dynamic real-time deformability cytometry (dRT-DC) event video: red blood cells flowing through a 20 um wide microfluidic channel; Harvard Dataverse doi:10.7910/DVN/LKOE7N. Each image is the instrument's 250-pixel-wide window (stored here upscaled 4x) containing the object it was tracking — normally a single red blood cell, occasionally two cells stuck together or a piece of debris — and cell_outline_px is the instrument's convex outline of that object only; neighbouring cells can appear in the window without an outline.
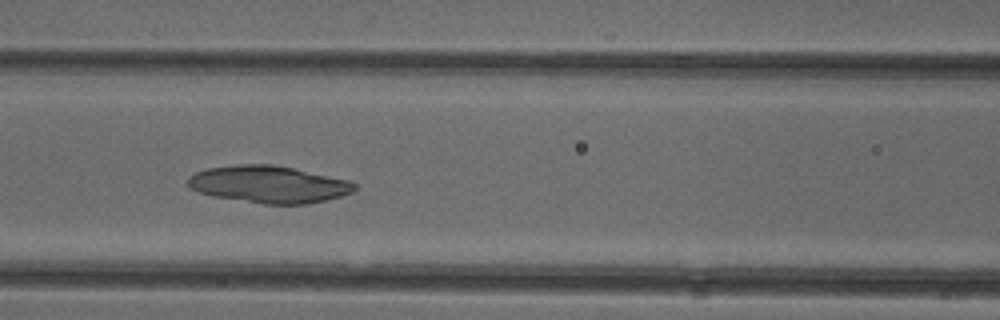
{"species": "common noctule bat (a hibernating species)", "species_latin": "Nyctalus noctula", "temperature_condition": "cold", "stored_images_in_passage": 48, "camera_frame_rate_fps": 3000, "um_per_image_px": 0.085, "animal": {"sex": "female"}, "frame": {"image": 1, "passage_image": 19, "time_ms": 6.0, "image_size_px": [1000, 320], "cell_outline_px": [[356, 188], [352, 192], [340, 196], [308, 204], [264, 204], [212, 196], [188, 188], [188, 176], [196, 172], [208, 168], [236, 164], [272, 164], [352, 180], [356, 184]], "centroid_in_image_um": [22.84, 15.66], "position_along_channel_um": 143.8, "area_um2": 36.13}}
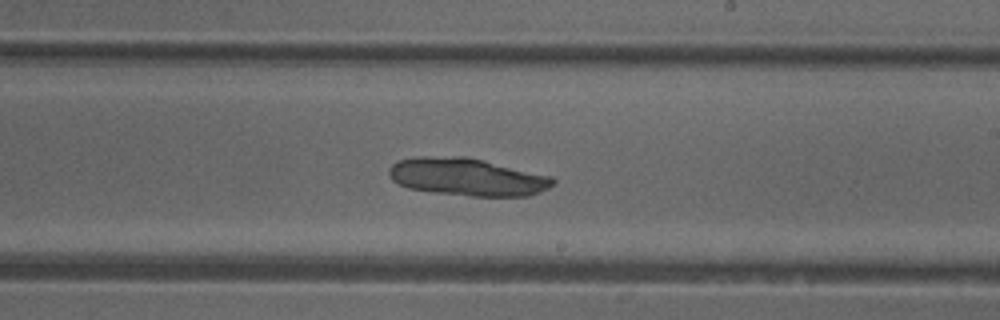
{"frame": {"image": 2, "passage_image": 27, "time_ms": 8.667, "image_size_px": [1000, 320], "cell_outline_px": [[556, 184], [540, 192], [528, 196], [472, 196], [432, 192], [408, 188], [392, 180], [388, 172], [388, 168], [396, 160], [416, 156], [468, 156], [552, 176], [556, 180]], "centroid_in_image_um": [39.71, 15.03], "position_along_channel_um": 249.3, "area_um2": 36.41}}
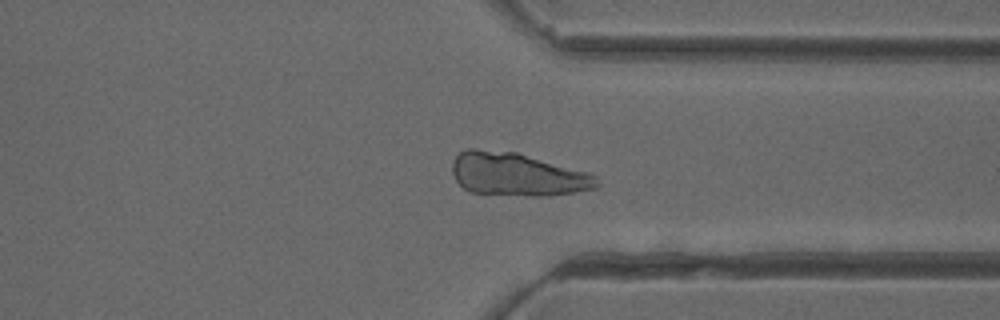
{"frame": {"image": 3, "passage_image": 36, "time_ms": 11.667, "image_size_px": [1000, 320], "cell_outline_px": [[600, 184], [596, 188], [576, 192], [548, 196], [532, 196], [468, 192], [456, 180], [452, 172], [452, 160], [464, 148], [476, 148], [516, 152], [588, 172], [596, 176]], "centroid_in_image_um": [43.95, 14.82], "position_along_channel_um": 367.4, "area_um2": 36.59}}